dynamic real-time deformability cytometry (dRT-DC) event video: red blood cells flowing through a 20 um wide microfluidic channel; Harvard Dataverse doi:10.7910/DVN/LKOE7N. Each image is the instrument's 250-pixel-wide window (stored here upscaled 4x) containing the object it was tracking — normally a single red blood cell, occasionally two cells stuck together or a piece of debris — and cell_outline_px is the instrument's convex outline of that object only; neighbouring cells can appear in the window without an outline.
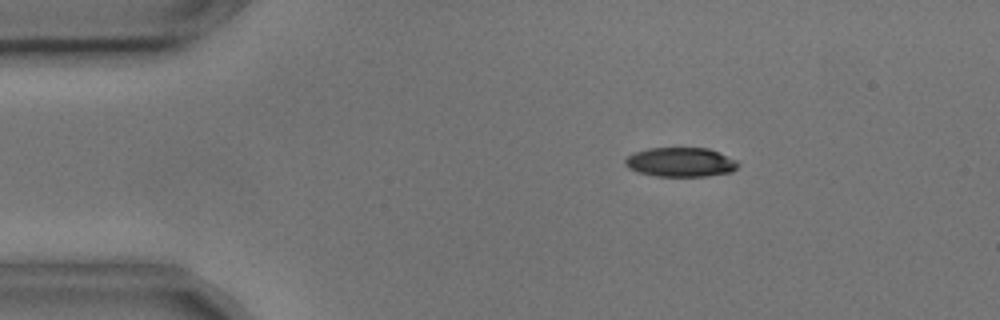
{"species": "common noctule bat (a hibernating species)", "species_latin": "Nyctalus noctula", "temperature_condition": "cold", "stored_images_in_passage": 6, "camera_frame_rate_fps": 3000, "um_per_image_px": 0.085, "animal": {"sex": "male", "body_mass_g": 17.9, "forearm_length_mm": 54.2}, "frame": {"image": 1, "passage_image": 2, "time_ms": 0.333, "image_size_px": [1000, 320], "cell_outline_px": [[740, 164], [732, 172], [708, 176], [656, 176], [636, 172], [628, 168], [624, 164], [624, 160], [628, 156], [636, 152], [648, 148], [708, 148], [736, 160]], "centroid_in_image_um": [57.83, 13.79], "position_along_channel_um": 27.2, "area_um2": 19.31}}
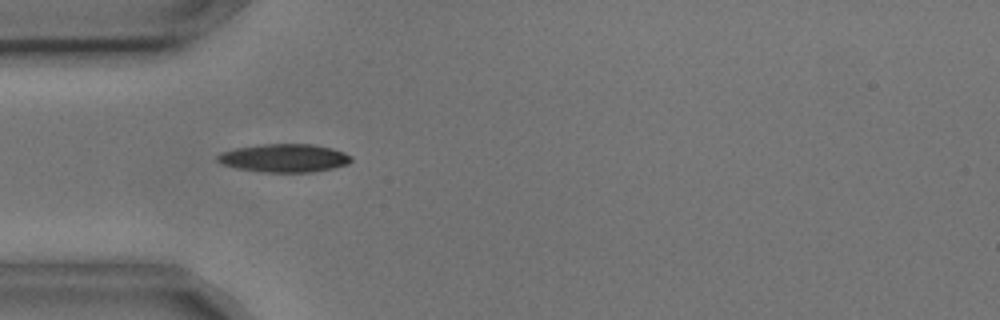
{"frame": {"image": 2, "passage_image": 4, "time_ms": 1.0, "image_size_px": [1000, 320], "cell_outline_px": [[352, 160], [348, 164], [332, 168], [312, 172], [260, 172], [236, 168], [220, 164], [216, 160], [216, 156], [220, 152], [236, 148], [260, 144], [312, 144], [332, 148], [344, 152], [352, 156]], "centroid_in_image_um": [24.13, 13.43], "position_along_channel_um": 60.9, "area_um2": 22.2}}